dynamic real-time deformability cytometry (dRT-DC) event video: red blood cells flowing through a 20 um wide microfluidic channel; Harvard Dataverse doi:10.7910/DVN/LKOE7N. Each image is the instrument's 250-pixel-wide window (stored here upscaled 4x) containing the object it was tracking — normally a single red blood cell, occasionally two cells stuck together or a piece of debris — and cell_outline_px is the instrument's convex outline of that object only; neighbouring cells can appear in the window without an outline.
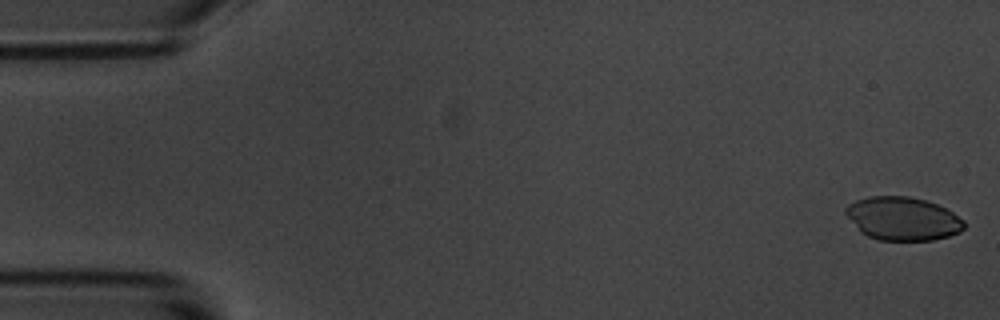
{"species": "common noctule bat (a hibernating species)", "species_latin": "Nyctalus noctula", "temperature_condition": "room temperature", "stored_images_in_passage": 6, "camera_frame_rate_fps": 3000, "um_per_image_px": 0.085, "animal": {"sex": "male", "body_mass_g": 20.1, "forearm_length_mm": 53.5}, "frame": {"image": 1, "passage_image": 1, "time_ms": 0.0, "image_size_px": [1000, 320], "cell_outline_px": [[964, 228], [960, 232], [948, 236], [932, 240], [880, 240], [868, 236], [860, 232], [844, 212], [844, 208], [848, 204], [856, 200], [868, 196], [908, 196], [924, 200], [936, 204], [952, 212], [964, 220]], "centroid_in_image_um": [76.71, 18.58], "position_along_channel_um": 8.3, "area_um2": 29.82}}